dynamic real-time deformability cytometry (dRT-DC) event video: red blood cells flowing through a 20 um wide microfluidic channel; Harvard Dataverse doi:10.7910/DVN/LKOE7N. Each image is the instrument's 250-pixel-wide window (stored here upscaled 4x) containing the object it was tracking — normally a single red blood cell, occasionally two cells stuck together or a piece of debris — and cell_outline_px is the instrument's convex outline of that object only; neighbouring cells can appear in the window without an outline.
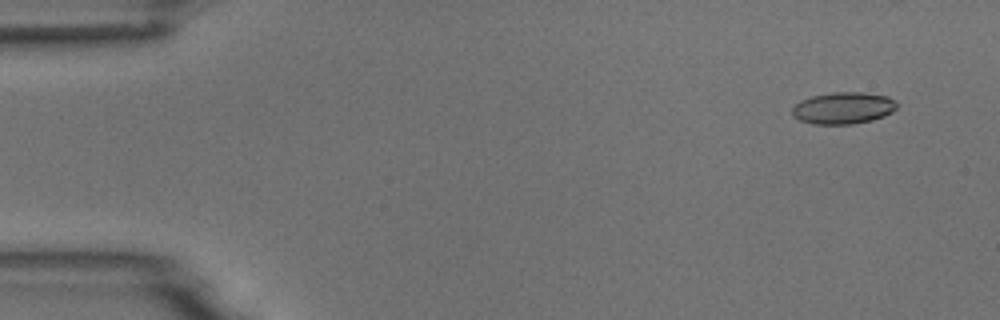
{"species": "common noctule bat (a hibernating species)", "species_latin": "Nyctalus noctula", "temperature_condition": "room temperature", "stored_images_in_passage": 8, "camera_frame_rate_fps": 3000, "um_per_image_px": 0.085, "animal": {"sex": "male", "body_mass_g": 18.8}, "frame": {"image": 1, "passage_image": 1, "time_ms": 0.0, "image_size_px": [1000, 320], "cell_outline_px": [[900, 104], [892, 112], [884, 116], [872, 120], [852, 124], [812, 124], [800, 120], [792, 116], [792, 108], [800, 100], [812, 96], [832, 92], [864, 92], [888, 96]], "centroid_in_image_um": [71.69, 9.18], "position_along_channel_um": 13.3, "area_um2": 19.59}}
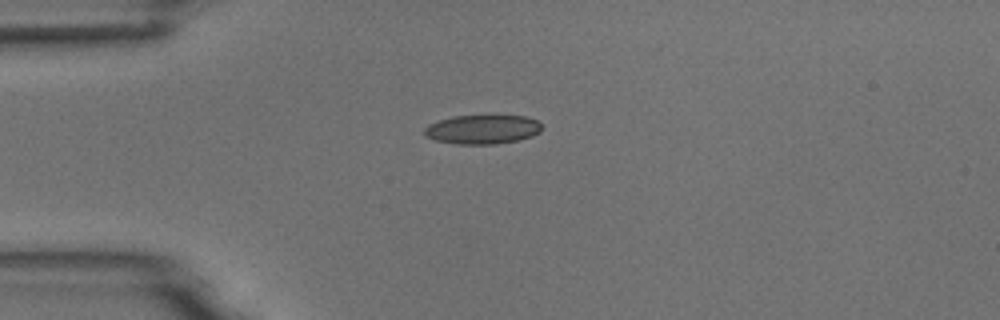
{"frame": {"image": 2, "passage_image": 4, "time_ms": 3.333, "image_size_px": [1000, 320], "cell_outline_px": [[540, 132], [532, 136], [516, 140], [496, 144], [456, 144], [436, 140], [424, 136], [424, 128], [428, 124], [452, 116], [528, 116], [536, 120], [540, 124]], "centroid_in_image_um": [40.98, 11.0], "position_along_channel_um": 44.0, "area_um2": 19.83}}